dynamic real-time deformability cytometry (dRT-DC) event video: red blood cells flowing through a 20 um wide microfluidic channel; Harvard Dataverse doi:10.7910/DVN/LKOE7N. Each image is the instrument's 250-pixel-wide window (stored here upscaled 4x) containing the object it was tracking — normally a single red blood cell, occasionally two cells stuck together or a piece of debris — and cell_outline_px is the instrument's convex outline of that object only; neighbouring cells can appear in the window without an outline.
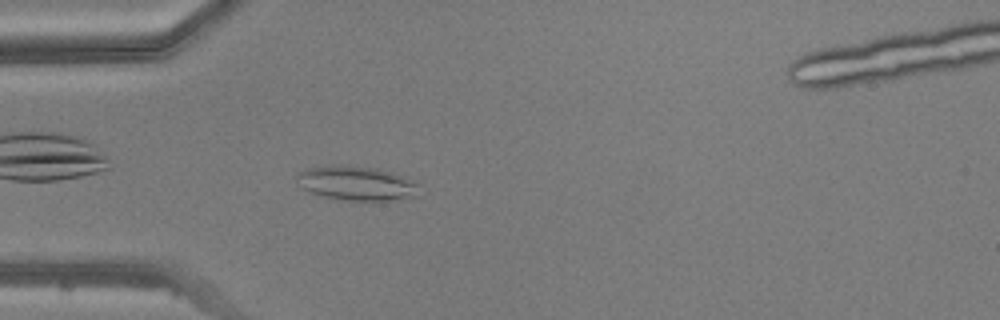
{"species": "common noctule bat (a hibernating species)", "species_latin": "Nyctalus noctula", "temperature_condition": "warm", "stored_images_in_passage": 39, "segment_of_instrument_passage": [1, 2], "camera_frame_rate_fps": 3000, "um_per_image_px": 0.085, "animal": {"sex": "male", "body_mass_g": 20.5, "forearm_length_mm": 52.5}, "frame": {"image": 1, "passage_image": 3, "time_ms": 0.667, "image_size_px": [1000, 320], "cell_outline_px": [[420, 196], [392, 200], [348, 200], [324, 196], [308, 192], [300, 188], [296, 176], [296, 172], [308, 168], [348, 164], [380, 168], [404, 176], [420, 184]], "centroid_in_image_um": [30.34, 15.56], "position_along_channel_um": 54.7, "area_um2": 24.91}}
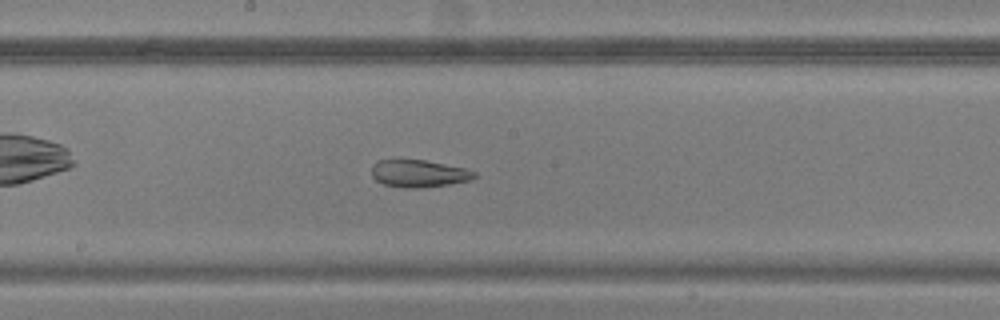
{"frame": {"image": 2, "passage_image": 15, "time_ms": 4.667, "image_size_px": [1000, 320], "cell_outline_px": [[476, 176], [468, 180], [448, 184], [416, 188], [404, 188], [384, 184], [376, 180], [372, 176], [372, 164], [376, 160], [424, 160], [464, 168], [476, 172]], "centroid_in_image_um": [35.55, 14.74], "position_along_channel_um": 212.7, "area_um2": 16.13}}
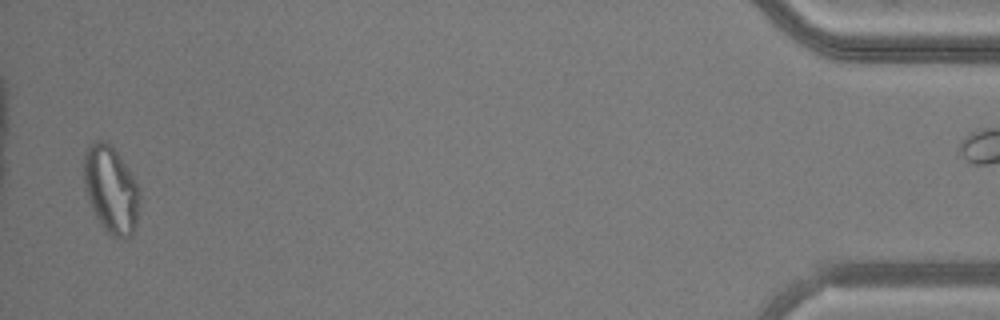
{"frame": {"image": 3, "passage_image": 37, "time_ms": 12.0, "image_size_px": [1000, 320], "cell_outline_px": [[140, 196], [136, 224], [132, 236], [124, 240], [116, 240], [100, 224], [88, 200], [84, 188], [84, 156], [88, 148], [96, 140], [104, 140], [112, 144], [136, 180], [140, 188]], "centroid_in_image_um": [9.46, 16.14], "position_along_channel_um": 425.7, "area_um2": 28.73}}